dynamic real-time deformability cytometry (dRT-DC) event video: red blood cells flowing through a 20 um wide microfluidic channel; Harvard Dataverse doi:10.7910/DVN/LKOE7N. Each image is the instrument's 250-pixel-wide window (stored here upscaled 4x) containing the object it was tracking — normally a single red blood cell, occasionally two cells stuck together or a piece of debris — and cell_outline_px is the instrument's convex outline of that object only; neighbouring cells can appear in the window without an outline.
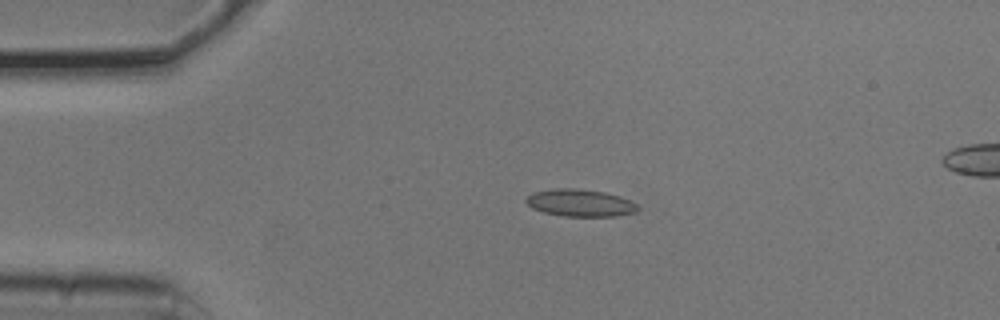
{"species": "common noctule bat (a hibernating species)", "species_latin": "Nyctalus noctula", "temperature_condition": "cold", "stored_images_in_passage": 6, "camera_frame_rate_fps": 3000, "um_per_image_px": 0.085, "animal": {"sex": "male", "body_mass_g": 20.5, "forearm_length_mm": 52.5}, "frame": {"image": 1, "passage_image": 4, "time_ms": 1.0, "image_size_px": [1000, 320], "cell_outline_px": [[640, 208], [636, 212], [616, 216], [564, 216], [544, 212], [532, 208], [524, 200], [532, 192], [552, 188], [576, 188], [604, 192], [620, 196], [632, 200]], "centroid_in_image_um": [49.32, 17.24], "position_along_channel_um": 35.7, "area_um2": 17.86}}